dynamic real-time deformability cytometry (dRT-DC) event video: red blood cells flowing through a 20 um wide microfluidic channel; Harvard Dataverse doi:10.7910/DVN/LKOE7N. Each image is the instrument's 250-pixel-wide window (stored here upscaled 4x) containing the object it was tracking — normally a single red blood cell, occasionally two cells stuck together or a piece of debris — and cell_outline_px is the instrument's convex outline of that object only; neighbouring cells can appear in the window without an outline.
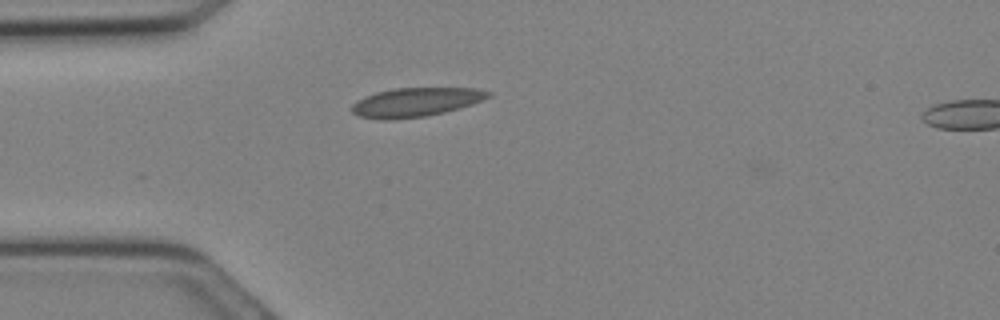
{"species": "Egyptian fruit bat (a non-hibernating species)", "species_latin": "Rousettus aegyptiacus", "temperature_condition": "cold", "stored_images_in_passage": 23, "camera_frame_rate_fps": 3000, "um_per_image_px": 0.085, "animal": {"sex": "female"}, "frame": {"image": 1, "passage_image": 1, "time_ms": 0.0, "image_size_px": [1000, 320], "cell_outline_px": [[492, 96], [472, 104], [460, 108], [444, 112], [424, 116], [388, 120], [384, 120], [360, 116], [352, 112], [352, 104], [356, 100], [364, 96], [376, 92], [396, 88], [476, 88], [492, 92]], "centroid_in_image_um": [35.35, 8.68], "position_along_channel_um": 49.7, "area_um2": 23.0}}
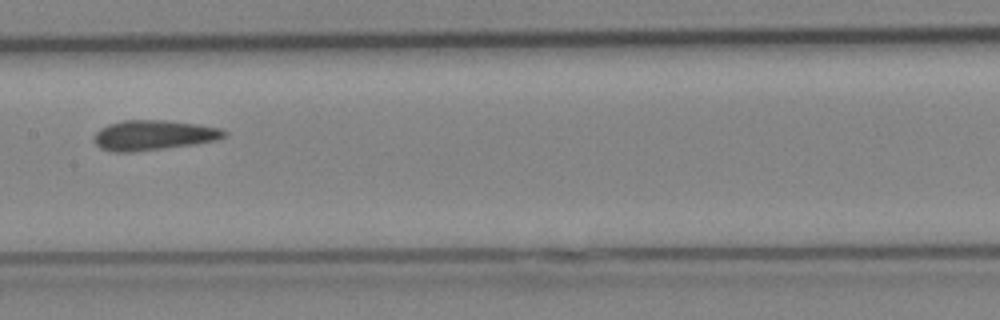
{"frame": {"image": 2, "passage_image": 8, "time_ms": 2.333, "image_size_px": [1000, 320], "cell_outline_px": [[228, 132], [224, 136], [216, 140], [196, 144], [136, 152], [112, 152], [100, 148], [92, 140], [92, 136], [100, 128], [108, 124], [124, 120], [164, 120], [196, 124], [220, 128]], "centroid_in_image_um": [12.99, 11.5], "position_along_channel_um": 194.4, "area_um2": 22.95}}
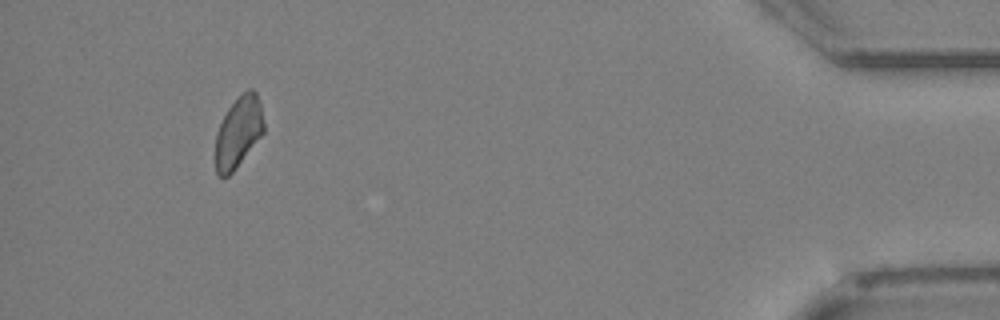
{"frame": {"image": 3, "passage_image": 21, "time_ms": 6.667, "image_size_px": [1000, 320], "cell_outline_px": [[264, 132], [236, 168], [228, 176], [216, 176], [216, 132], [228, 108], [248, 88], [252, 88], [256, 92], [260, 104], [264, 124]], "centroid_in_image_um": [20.27, 11.24], "position_along_channel_um": 414.9, "area_um2": 19.71}}